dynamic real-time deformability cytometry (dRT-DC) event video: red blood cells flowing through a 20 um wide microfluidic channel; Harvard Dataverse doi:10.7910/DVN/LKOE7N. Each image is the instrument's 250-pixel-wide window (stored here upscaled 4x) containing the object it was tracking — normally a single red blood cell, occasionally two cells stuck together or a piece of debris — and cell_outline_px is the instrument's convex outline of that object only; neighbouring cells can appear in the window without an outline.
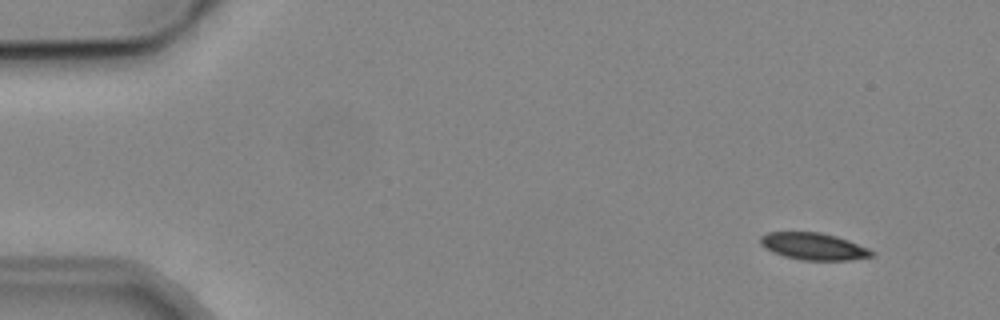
{"species": "common noctule bat (a hibernating species)", "species_latin": "Nyctalus noctula", "temperature_condition": "cold", "stored_images_in_passage": 5, "camera_frame_rate_fps": 3000, "um_per_image_px": 0.085, "animal": {"sex": "male", "body_mass_g": 19.2, "forearm_length_mm": 51.8}, "frame": {"image": 1, "passage_image": 1, "time_ms": 0.0, "image_size_px": [1000, 320], "cell_outline_px": [[876, 256], [852, 260], [804, 260], [784, 256], [772, 252], [764, 248], [760, 244], [760, 236], [768, 232], [820, 232], [836, 236], [848, 240], [868, 248], [876, 252]], "centroid_in_image_um": [69.18, 20.94], "position_along_channel_um": 15.8, "area_um2": 17.69}}
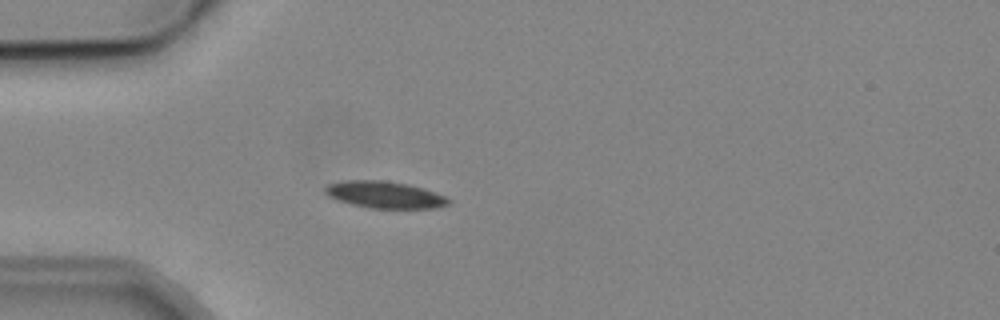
{"frame": {"image": 2, "passage_image": 4, "time_ms": 3.667, "image_size_px": [1000, 320], "cell_outline_px": [[452, 204], [436, 208], [372, 208], [352, 204], [328, 196], [324, 192], [324, 188], [328, 184], [348, 180], [384, 180], [408, 184], [424, 188], [436, 192], [452, 200]], "centroid_in_image_um": [32.76, 16.55], "position_along_channel_um": 52.2, "area_um2": 19.36}}